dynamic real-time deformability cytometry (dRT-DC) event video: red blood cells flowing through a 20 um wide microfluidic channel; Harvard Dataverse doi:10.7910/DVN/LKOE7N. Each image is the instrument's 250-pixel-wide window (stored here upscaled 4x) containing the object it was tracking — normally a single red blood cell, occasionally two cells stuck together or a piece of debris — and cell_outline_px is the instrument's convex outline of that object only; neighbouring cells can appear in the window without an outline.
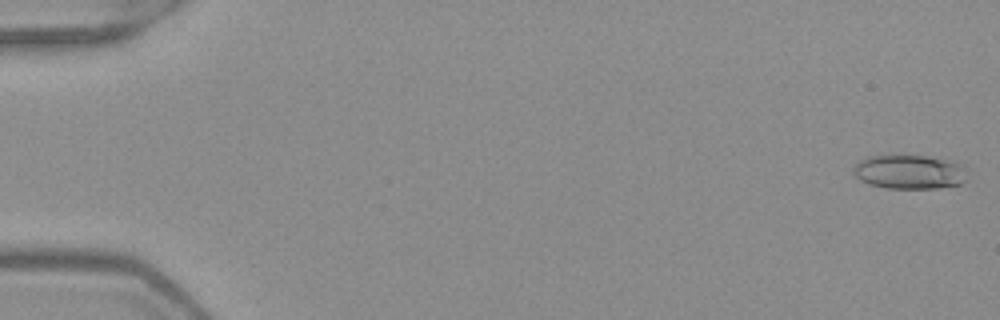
{"species": "Egyptian fruit bat (a non-hibernating species)", "species_latin": "Rousettus aegyptiacus", "temperature_condition": "warm", "stored_images_in_passage": 52, "camera_frame_rate_fps": 3000, "um_per_image_px": 0.085, "frame": {"image": 1, "passage_image": 1, "time_ms": 0.0, "image_size_px": [1000, 320], "cell_outline_px": [[964, 180], [960, 184], [936, 188], [888, 188], [868, 184], [860, 180], [852, 172], [852, 168], [860, 160], [868, 156], [928, 156], [952, 160], [964, 164]], "centroid_in_image_um": [77.28, 14.61], "position_along_channel_um": 7.7, "area_um2": 22.6}}
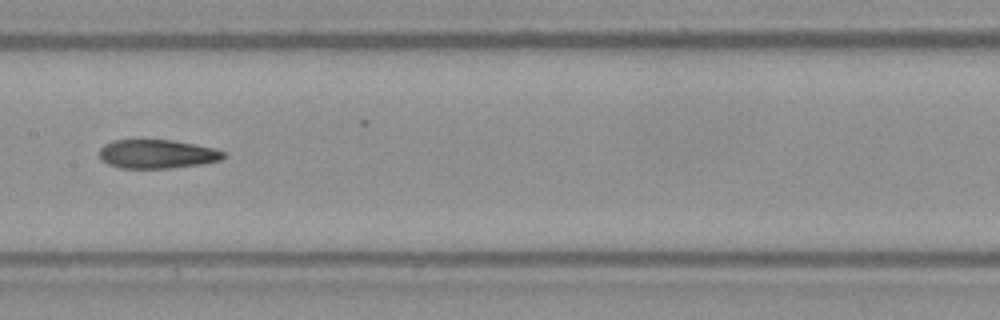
{"frame": {"image": 2, "passage_image": 27, "time_ms": 8.667, "image_size_px": [1000, 320], "cell_outline_px": [[224, 156], [220, 160], [200, 164], [168, 168], [120, 168], [108, 164], [100, 160], [100, 148], [104, 144], [112, 140], [172, 140], [216, 148], [224, 152]], "centroid_in_image_um": [13.32, 13.09], "position_along_channel_um": 194.1, "area_um2": 20.81}}
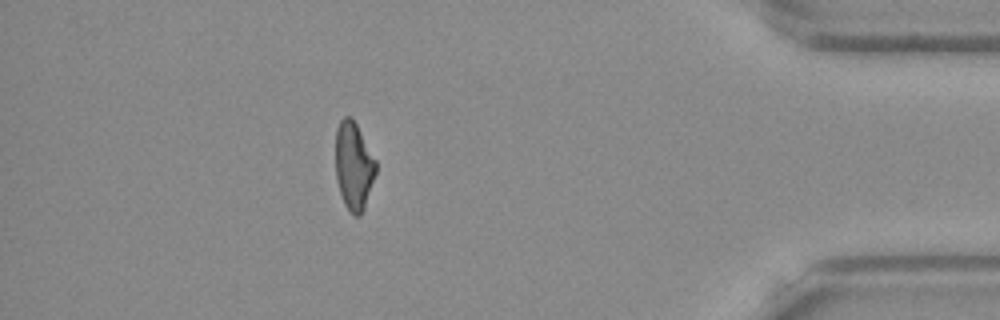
{"frame": {"image": 3, "passage_image": 46, "time_ms": 15.0, "image_size_px": [1000, 320], "cell_outline_px": [[376, 172], [364, 208], [360, 216], [352, 216], [344, 204], [336, 180], [336, 128], [340, 120], [344, 116], [352, 116], [376, 160]], "centroid_in_image_um": [30.06, 14.1], "position_along_channel_um": 405.1, "area_um2": 20.69}, "authors_computed_cell_mechanics": {"area_um2": 21.4438, "velocity_mm_per_s": 4.0078, "shape_relaxation_time_tau1_ms": null, "shape_relaxation_time_tau2_ms": 4.6281, "deformation_change_tau1": null, "deformation_change_tau2": 0.1509}}